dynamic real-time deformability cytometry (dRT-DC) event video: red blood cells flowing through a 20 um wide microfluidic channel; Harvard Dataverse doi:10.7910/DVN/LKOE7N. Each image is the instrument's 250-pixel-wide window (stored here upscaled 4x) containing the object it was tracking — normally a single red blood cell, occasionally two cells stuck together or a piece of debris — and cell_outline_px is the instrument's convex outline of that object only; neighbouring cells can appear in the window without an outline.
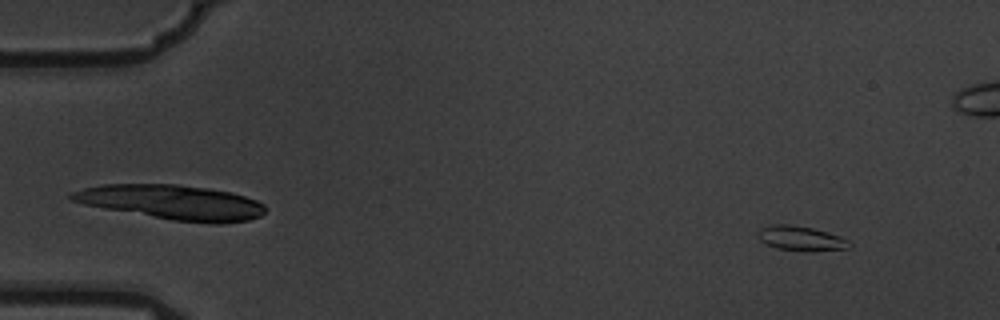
{"species": "common noctule bat (a hibernating species)", "species_latin": "Nyctalus noctula", "temperature_condition": "warm", "stored_images_in_passage": 6, "camera_frame_rate_fps": 3000, "um_per_image_px": 0.085, "animal": {"sex": "male", "body_mass_g": 19.5, "forearm_length_mm": 54.6}, "frame": {"image": 1, "passage_image": 1, "time_ms": 0.0, "image_size_px": [1000, 320], "cell_outline_px": [[852, 244], [848, 248], [776, 248], [764, 244], [760, 240], [756, 232], [760, 228], [772, 224], [788, 224], [812, 228], [840, 236], [848, 240]], "centroid_in_image_um": [67.97, 20.19], "position_along_channel_um": 17.0, "area_um2": 12.25}}